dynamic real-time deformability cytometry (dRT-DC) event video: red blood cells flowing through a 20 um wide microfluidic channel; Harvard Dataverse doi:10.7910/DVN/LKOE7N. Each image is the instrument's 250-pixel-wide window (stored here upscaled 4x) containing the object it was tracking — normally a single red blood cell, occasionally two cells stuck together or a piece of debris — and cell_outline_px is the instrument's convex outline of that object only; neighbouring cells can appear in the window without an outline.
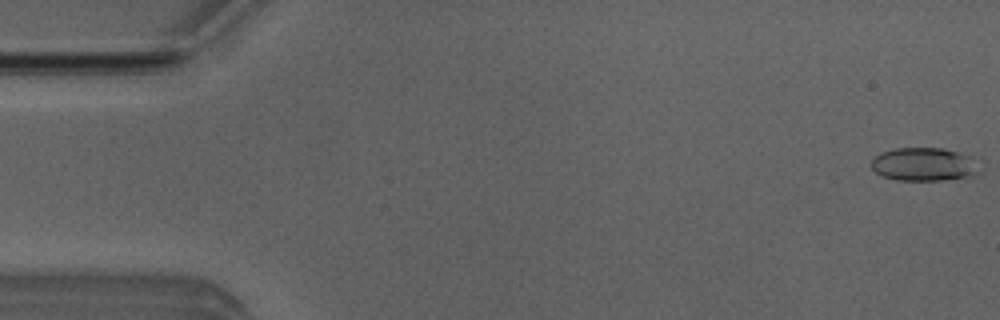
{"species": "Egyptian fruit bat (a non-hibernating species)", "species_latin": "Rousettus aegyptiacus", "temperature_condition": "room temperature", "stored_images_in_passage": 52, "camera_frame_rate_fps": 3000, "um_per_image_px": 0.085, "animal": {"sex": "male"}, "frame": {"image": 1, "passage_image": 1, "time_ms": 0.0, "image_size_px": [1000, 320], "cell_outline_px": [[980, 172], [972, 176], [940, 180], [896, 180], [884, 176], [876, 172], [872, 168], [872, 160], [880, 152], [896, 148], [944, 148], [960, 152], [968, 156]], "centroid_in_image_um": [78.5, 13.96], "position_along_channel_um": 6.5, "area_um2": 20.69}}
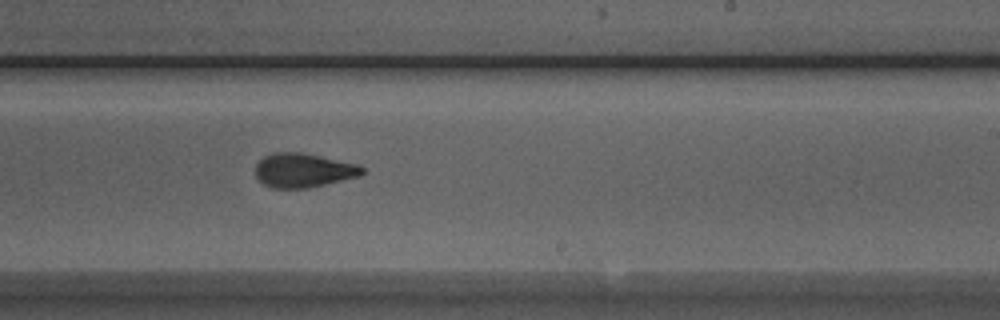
{"frame": {"image": 2, "passage_image": 31, "time_ms": 10.0, "image_size_px": [1000, 320], "cell_outline_px": [[364, 172], [360, 176], [308, 188], [272, 188], [264, 184], [256, 176], [256, 164], [264, 156], [272, 152], [300, 152], [320, 156], [356, 164], [364, 168]], "centroid_in_image_um": [25.77, 14.47], "position_along_channel_um": 263.2, "area_um2": 21.1}}
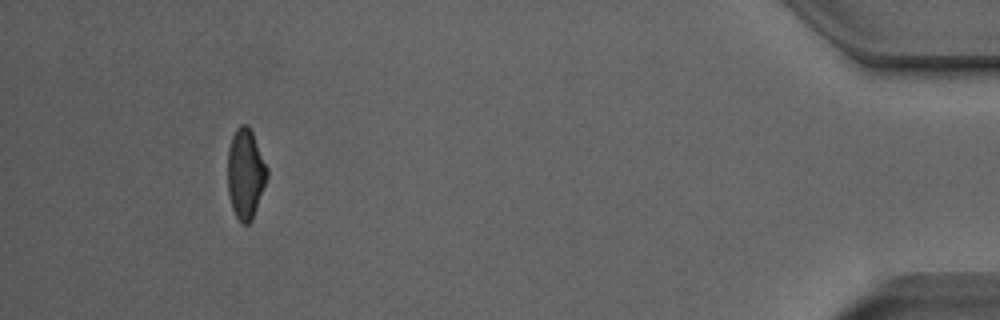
{"frame": {"image": 3, "passage_image": 48, "time_ms": 15.667, "image_size_px": [1000, 320], "cell_outline_px": [[268, 176], [252, 220], [248, 224], [240, 224], [232, 208], [228, 192], [228, 148], [232, 136], [236, 128], [240, 124], [248, 124], [252, 132], [268, 168]], "centroid_in_image_um": [20.86, 14.76], "position_along_channel_um": 414.3, "area_um2": 20.75}, "authors_computed_cell_mechanics": {"area_um2": 21.097, "velocity_mm_per_s": 3.9557, "shape_relaxation_time_tau1_ms": 5.1353, "shape_relaxation_time_tau2_ms": 1.8479, "deformation_change_tau1": 0.1687, "deformation_change_tau2": 0.082}}